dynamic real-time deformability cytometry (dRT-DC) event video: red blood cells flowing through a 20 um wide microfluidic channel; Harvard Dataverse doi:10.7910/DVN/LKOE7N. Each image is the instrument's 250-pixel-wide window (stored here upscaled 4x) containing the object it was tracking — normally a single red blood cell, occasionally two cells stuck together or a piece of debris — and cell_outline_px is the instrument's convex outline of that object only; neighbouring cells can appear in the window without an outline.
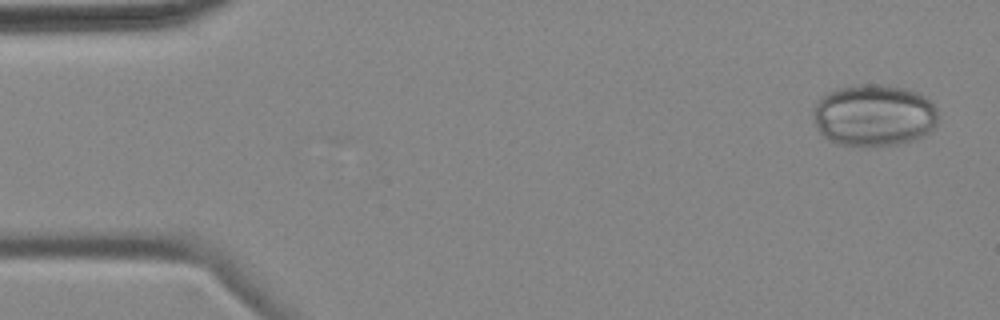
{"species": "common noctule bat (a hibernating species)", "species_latin": "Nyctalus noctula", "temperature_condition": "cold", "stored_images_in_passage": 5, "camera_frame_rate_fps": 3000, "um_per_image_px": 0.085, "animal": {"sex": "female", "body_mass_g": 18.4}, "frame": {"image": 1, "passage_image": 1, "time_ms": 0.0, "image_size_px": [1000, 320], "cell_outline_px": [[936, 124], [924, 136], [916, 140], [896, 144], [860, 148], [836, 144], [828, 140], [816, 128], [812, 112], [812, 108], [828, 92], [840, 88], [860, 84], [880, 84], [904, 88], [916, 92], [932, 100], [936, 108]], "centroid_in_image_um": [74.27, 9.83], "position_along_channel_um": 10.7, "area_um2": 45.6}}